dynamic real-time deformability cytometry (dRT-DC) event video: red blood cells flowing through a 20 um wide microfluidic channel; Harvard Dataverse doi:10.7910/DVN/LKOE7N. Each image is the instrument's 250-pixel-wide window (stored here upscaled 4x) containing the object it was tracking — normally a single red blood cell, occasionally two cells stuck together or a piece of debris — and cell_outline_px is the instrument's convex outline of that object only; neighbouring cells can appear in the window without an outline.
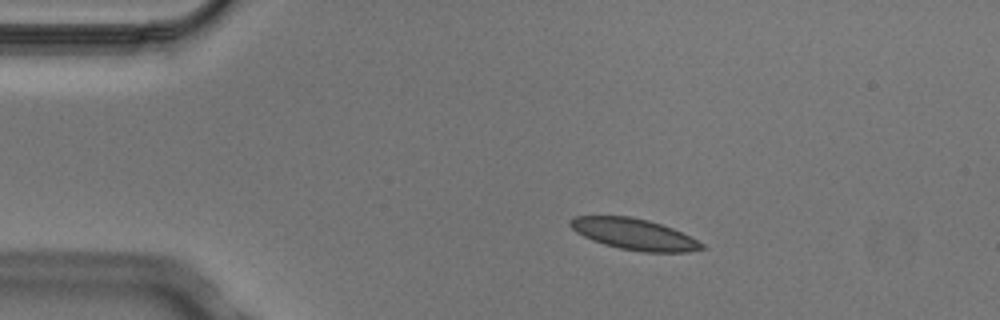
{"species": "Egyptian fruit bat (a non-hibernating species)", "species_latin": "Rousettus aegyptiacus", "temperature_condition": "cold", "stored_images_in_passage": 6, "camera_frame_rate_fps": 3000, "um_per_image_px": 0.085, "animal": {"sex": "male"}, "frame": {"image": 1, "passage_image": 1, "time_ms": 0.0, "image_size_px": [1000, 320], "cell_outline_px": [[704, 248], [688, 252], [644, 252], [620, 248], [604, 244], [592, 240], [576, 232], [568, 224], [568, 220], [576, 216], [628, 216], [648, 220], [672, 228], [704, 244]], "centroid_in_image_um": [53.86, 19.9], "position_along_channel_um": 31.1, "area_um2": 23.58}}
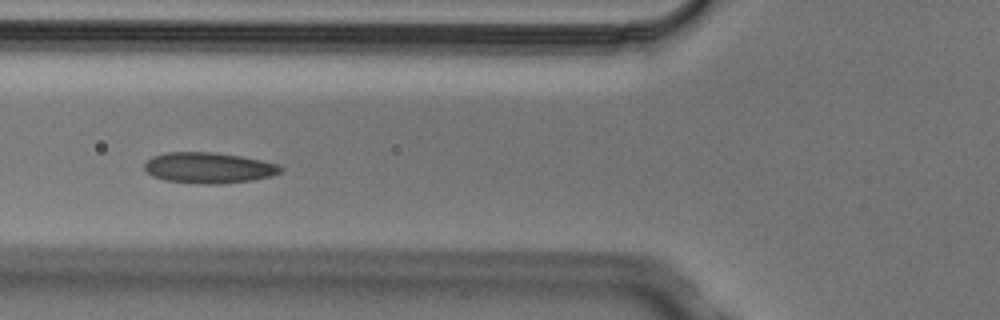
{"frame": {"image": 2, "passage_image": 4, "time_ms": 1.0, "image_size_px": [1000, 320], "cell_outline_px": [[284, 168], [280, 172], [272, 176], [252, 180], [220, 184], [204, 184], [164, 180], [152, 176], [144, 168], [144, 164], [152, 156], [168, 152], [212, 152], [240, 156], [280, 164]], "centroid_in_image_um": [17.75, 14.26], "position_along_channel_um": 108.0, "area_um2": 24.45}}
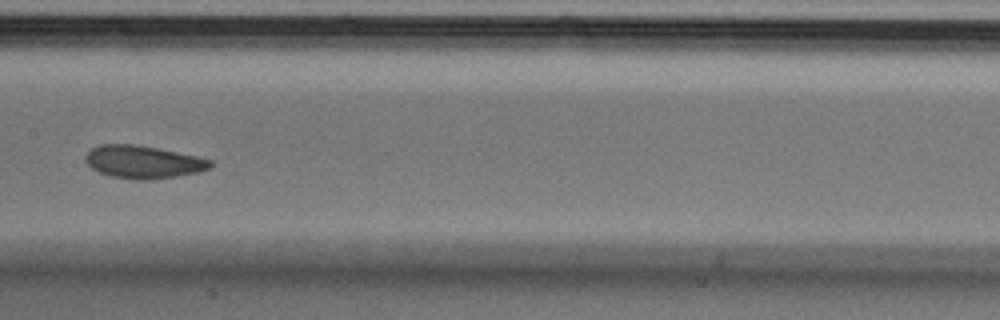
{"frame": {"image": 3, "passage_image": 6, "time_ms": 1.667, "image_size_px": [1000, 320], "cell_outline_px": [[212, 168], [200, 172], [176, 176], [148, 180], [140, 180], [112, 176], [100, 172], [92, 168], [84, 160], [84, 156], [92, 148], [100, 144], [132, 144], [156, 148], [196, 156], [212, 160]], "centroid_in_image_um": [12.18, 13.77], "position_along_channel_um": 195.2, "area_um2": 23.7}}